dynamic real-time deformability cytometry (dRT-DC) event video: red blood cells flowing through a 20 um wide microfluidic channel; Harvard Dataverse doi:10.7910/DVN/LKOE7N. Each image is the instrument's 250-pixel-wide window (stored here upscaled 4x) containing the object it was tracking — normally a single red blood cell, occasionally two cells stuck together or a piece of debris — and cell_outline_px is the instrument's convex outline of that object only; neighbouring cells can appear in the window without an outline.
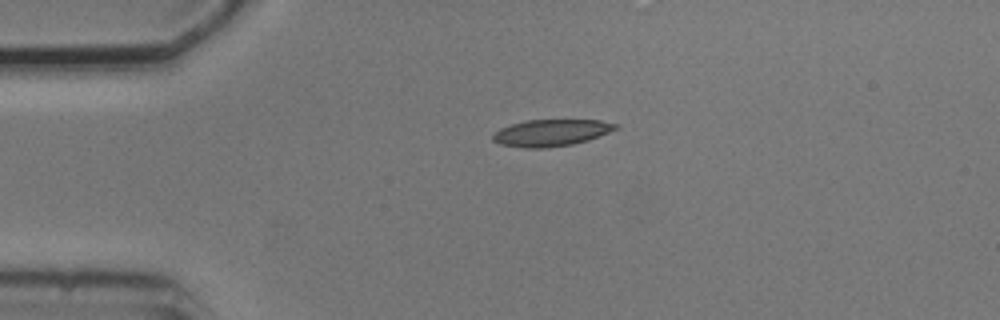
{"species": "common noctule bat (a hibernating species)", "species_latin": "Nyctalus noctula", "temperature_condition": "cold", "stored_images_in_passage": 2, "camera_frame_rate_fps": 3000, "um_per_image_px": 0.085, "animal": {"sex": "male", "body_mass_g": 20.5, "forearm_length_mm": 52.5}, "frame": {"image": 1, "passage_image": 1, "time_ms": 0.0, "image_size_px": [1000, 320], "cell_outline_px": [[620, 128], [588, 140], [572, 144], [548, 148], [524, 148], [500, 144], [492, 140], [492, 132], [500, 128], [512, 124], [528, 120], [600, 120], [620, 124]], "centroid_in_image_um": [46.86, 11.28], "position_along_channel_um": 38.1, "area_um2": 19.31}}